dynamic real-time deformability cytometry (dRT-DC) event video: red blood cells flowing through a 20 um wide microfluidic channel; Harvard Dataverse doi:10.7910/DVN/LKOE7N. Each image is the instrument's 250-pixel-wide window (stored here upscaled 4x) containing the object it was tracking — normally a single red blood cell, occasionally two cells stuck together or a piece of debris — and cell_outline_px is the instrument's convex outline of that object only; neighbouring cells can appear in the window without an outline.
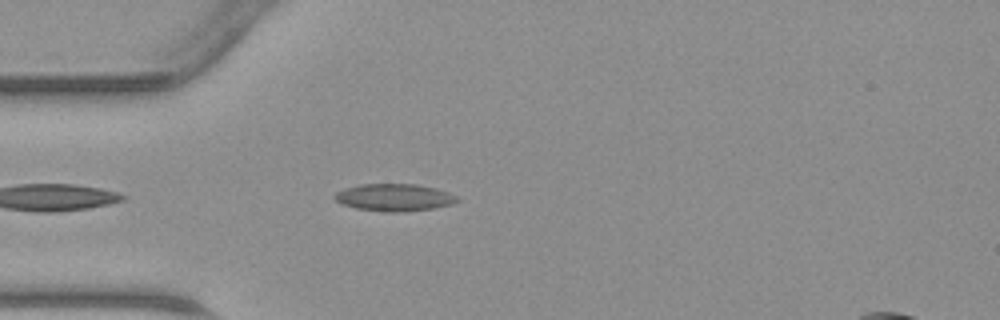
{"species": "common noctule bat (a hibernating species)", "species_latin": "Nyctalus noctula", "temperature_condition": "warm", "stored_images_in_passage": 30, "camera_frame_rate_fps": 3000, "um_per_image_px": 0.085, "animal": {"sex": "male", "body_mass_g": 23.1, "forearm_length_mm": 52.7}, "frame": {"image": 1, "passage_image": 3, "time_ms": 0.667, "image_size_px": [1000, 320], "cell_outline_px": [[460, 200], [452, 204], [432, 208], [400, 212], [388, 212], [356, 208], [344, 204], [336, 200], [332, 196], [336, 192], [344, 188], [360, 184], [416, 184], [436, 188], [448, 192], [456, 196]], "centroid_in_image_um": [33.51, 16.77], "position_along_channel_um": 51.5, "area_um2": 19.36}}
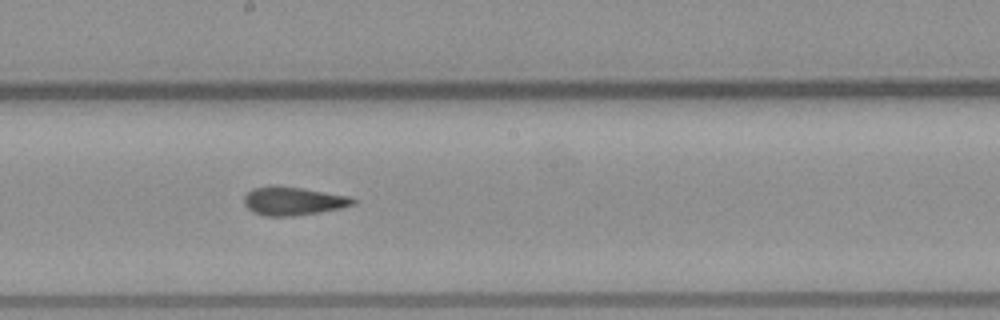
{"frame": {"image": 2, "passage_image": 15, "time_ms": 4.667, "image_size_px": [1000, 320], "cell_outline_px": [[356, 204], [340, 208], [320, 212], [292, 216], [264, 216], [248, 208], [244, 204], [244, 196], [252, 188], [268, 184], [276, 184], [348, 196], [356, 200]], "centroid_in_image_um": [24.87, 17.07], "position_along_channel_um": 223.3, "area_um2": 18.09}}
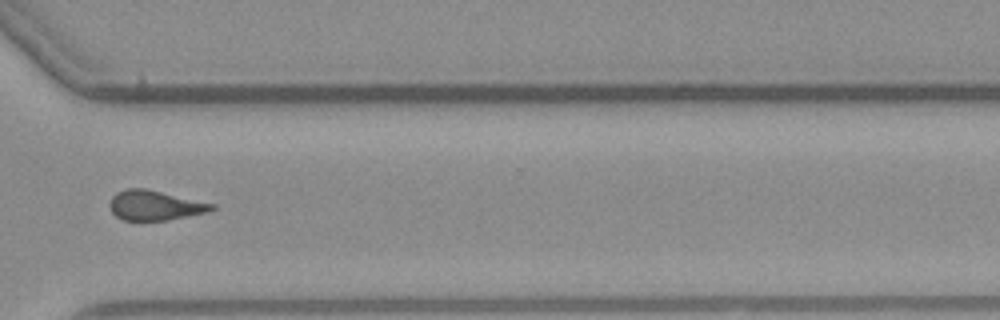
{"frame": {"image": 3, "passage_image": 24, "time_ms": 7.667, "image_size_px": [1000, 320], "cell_outline_px": [[216, 208], [208, 212], [168, 220], [124, 220], [116, 216], [112, 212], [108, 204], [112, 196], [116, 192], [124, 188], [144, 188], [216, 204]], "centroid_in_image_um": [13.16, 17.45], "position_along_channel_um": 357.4, "area_um2": 17.8}}